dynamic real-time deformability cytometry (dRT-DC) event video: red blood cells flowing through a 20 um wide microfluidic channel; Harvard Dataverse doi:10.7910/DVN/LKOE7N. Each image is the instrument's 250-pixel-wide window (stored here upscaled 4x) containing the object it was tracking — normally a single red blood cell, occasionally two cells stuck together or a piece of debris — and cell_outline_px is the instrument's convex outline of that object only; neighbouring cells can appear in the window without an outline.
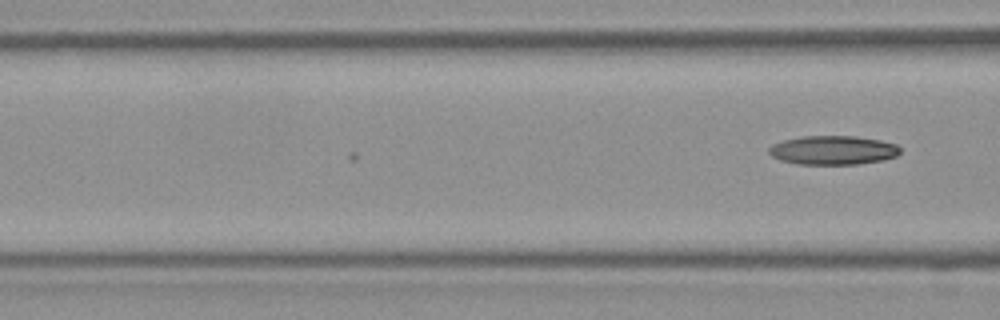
{"species": "Egyptian fruit bat (a non-hibernating species)", "species_latin": "Rousettus aegyptiacus", "temperature_condition": "room temperature", "stored_images_in_passage": 7, "camera_frame_rate_fps": 3000, "um_per_image_px": 0.085, "frame": {"image": 1, "passage_image": 7, "time_ms": 2.0, "image_size_px": [1000, 320], "cell_outline_px": [[900, 152], [896, 156], [884, 160], [860, 164], [796, 164], [780, 160], [772, 156], [768, 152], [768, 148], [772, 144], [784, 140], [800, 136], [856, 136], [880, 140], [896, 144], [900, 148]], "centroid_in_image_um": [70.8, 12.76], "position_along_channel_um": 95.8, "area_um2": 22.31}}